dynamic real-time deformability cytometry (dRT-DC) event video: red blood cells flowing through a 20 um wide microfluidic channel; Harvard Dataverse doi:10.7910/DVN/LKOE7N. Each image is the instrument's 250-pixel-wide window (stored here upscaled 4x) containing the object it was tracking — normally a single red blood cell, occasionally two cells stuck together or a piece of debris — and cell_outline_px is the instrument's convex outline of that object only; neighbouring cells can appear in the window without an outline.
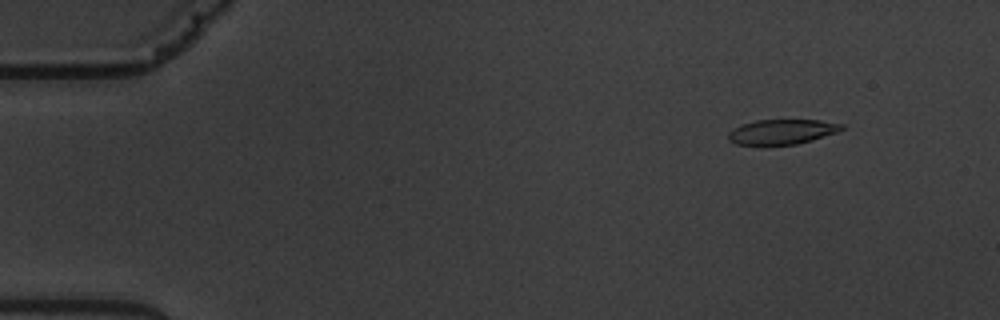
{"species": "common noctule bat (a hibernating species)", "species_latin": "Nyctalus noctula", "temperature_condition": "warm", "stored_images_in_passage": 10, "camera_frame_rate_fps": 3000, "um_per_image_px": 0.085, "animal": {"sex": "male", "body_mass_g": 19.5, "forearm_length_mm": 54.6}, "frame": {"image": 1, "passage_image": 2, "time_ms": 1.0, "image_size_px": [1000, 320], "cell_outline_px": [[844, 128], [836, 132], [812, 140], [796, 144], [764, 148], [736, 144], [728, 140], [728, 132], [740, 124], [756, 120], [820, 120], [844, 124]], "centroid_in_image_um": [66.38, 11.24], "position_along_channel_um": 18.6, "area_um2": 17.17}}
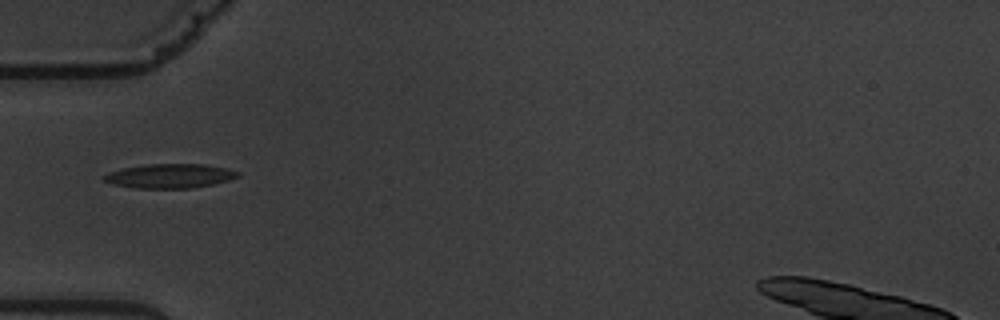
{"frame": {"image": 2, "passage_image": 4, "time_ms": 5.333, "image_size_px": [1000, 320], "cell_outline_px": [[240, 176], [228, 180], [212, 184], [192, 188], [132, 188], [112, 184], [104, 180], [104, 176], [108, 172], [124, 168], [144, 164], [204, 164], [228, 168], [240, 172]], "centroid_in_image_um": [14.45, 14.95], "position_along_channel_um": 70.6, "area_um2": 18.96}}
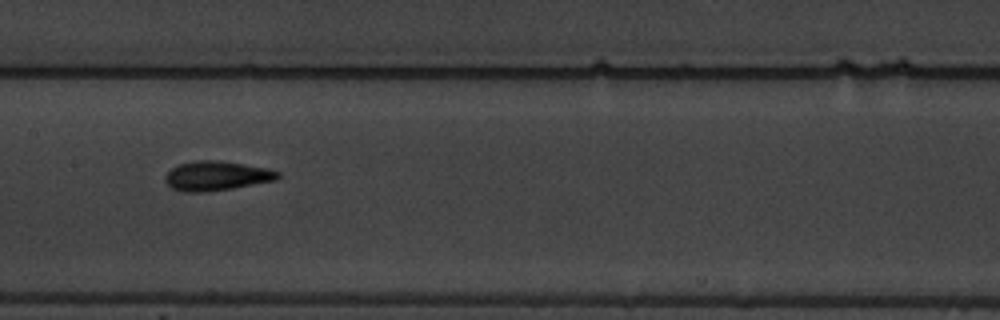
{"frame": {"image": 3, "passage_image": 7, "time_ms": 8.667, "image_size_px": [1000, 320], "cell_outline_px": [[280, 176], [276, 180], [232, 188], [204, 192], [180, 192], [172, 188], [164, 180], [164, 176], [172, 168], [180, 164], [196, 160], [220, 160], [268, 168], [280, 172]], "centroid_in_image_um": [18.4, 14.94], "position_along_channel_um": 189.0, "area_um2": 19.36}}